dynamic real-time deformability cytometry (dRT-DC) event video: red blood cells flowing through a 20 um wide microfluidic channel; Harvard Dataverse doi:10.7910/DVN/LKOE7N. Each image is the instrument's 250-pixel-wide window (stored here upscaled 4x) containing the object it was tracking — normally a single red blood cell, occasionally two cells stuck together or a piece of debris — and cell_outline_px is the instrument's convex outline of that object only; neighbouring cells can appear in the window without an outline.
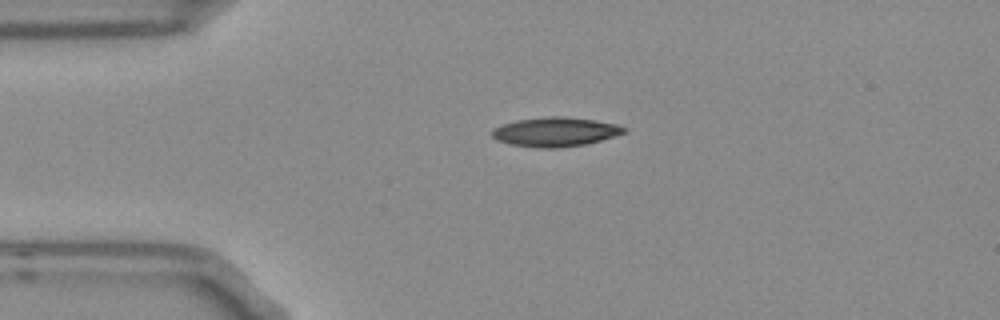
{"species": "Egyptian fruit bat (a non-hibernating species)", "species_latin": "Rousettus aegyptiacus", "temperature_condition": "room temperature", "stored_images_in_passage": 43, "camera_frame_rate_fps": 3000, "um_per_image_px": 0.085, "frame": {"image": 1, "passage_image": 1, "time_ms": 0.0, "image_size_px": [1000, 320], "cell_outline_px": [[628, 132], [600, 140], [584, 144], [560, 148], [540, 148], [508, 144], [496, 140], [492, 136], [492, 128], [500, 124], [516, 120], [548, 116], [564, 116], [592, 120], [616, 124], [628, 128]], "centroid_in_image_um": [47.17, 11.21], "position_along_channel_um": 37.8, "area_um2": 22.66}}
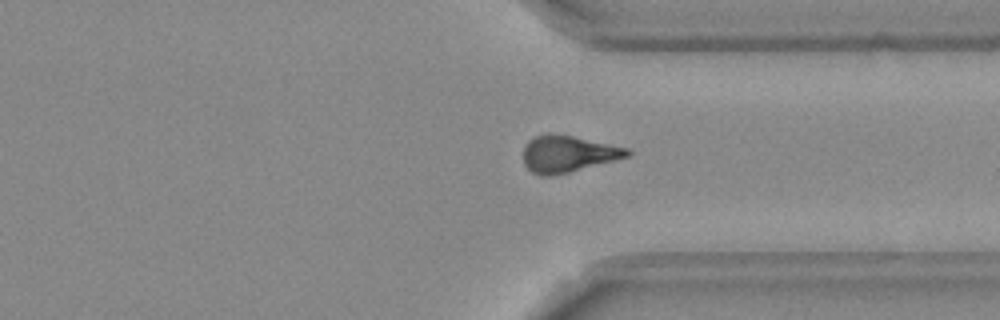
{"frame": {"image": 2, "passage_image": 29, "time_ms": 9.333, "image_size_px": [1000, 320], "cell_outline_px": [[632, 152], [628, 156], [568, 172], [552, 176], [540, 176], [532, 172], [524, 164], [524, 144], [532, 136], [548, 132], [572, 136], [628, 148]], "centroid_in_image_um": [48.2, 13.06], "position_along_channel_um": 363.2, "area_um2": 22.08}}
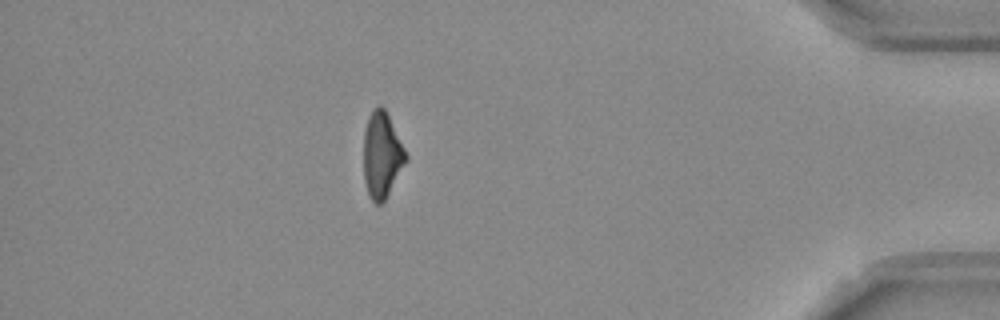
{"frame": {"image": 3, "passage_image": 36, "time_ms": 11.667, "image_size_px": [1000, 320], "cell_outline_px": [[408, 160], [384, 200], [380, 204], [376, 204], [368, 196], [364, 180], [364, 132], [368, 116], [380, 104], [384, 108], [408, 156]], "centroid_in_image_um": [32.45, 13.21], "position_along_channel_um": 402.7, "area_um2": 20.87}, "authors_computed_cell_mechanics": {"area_um2": 22.0796, "velocity_mm_per_s": 3.7691, "shape_relaxation_time_tau1_ms": 10.6028, "shape_relaxation_time_tau2_ms": null, "deformation_change_tau1": 0.2606, "deformation_change_tau2": null}}